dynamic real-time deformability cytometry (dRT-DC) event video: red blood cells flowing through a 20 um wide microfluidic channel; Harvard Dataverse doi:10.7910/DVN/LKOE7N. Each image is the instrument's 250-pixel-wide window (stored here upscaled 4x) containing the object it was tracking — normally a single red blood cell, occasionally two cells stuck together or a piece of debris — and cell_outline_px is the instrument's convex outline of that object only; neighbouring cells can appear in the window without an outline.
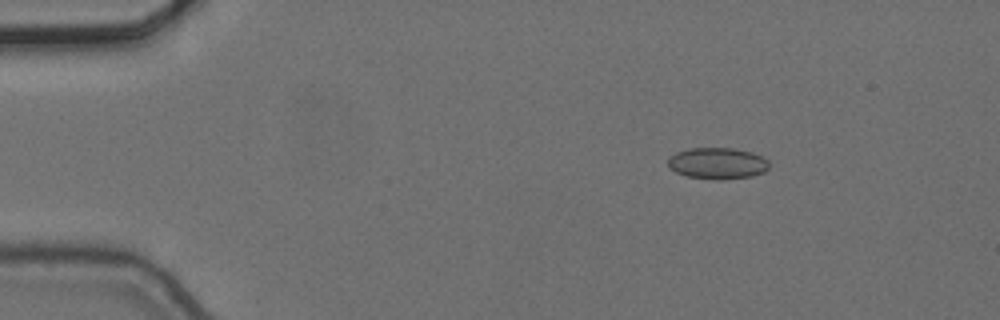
{"species": "common noctule bat (a hibernating species)", "species_latin": "Nyctalus noctula", "temperature_condition": "cold", "stored_images_in_passage": 6, "camera_frame_rate_fps": 3000, "um_per_image_px": 0.085, "animal": {"sex": "female", "body_mass_g": 24.6, "forearm_length_mm": 56.2}, "frame": {"image": 1, "passage_image": 2, "time_ms": 0.333, "image_size_px": [1000, 320], "cell_outline_px": [[768, 168], [764, 172], [752, 176], [720, 180], [716, 180], [688, 176], [676, 172], [668, 168], [668, 156], [676, 152], [688, 148], [736, 148], [752, 152], [768, 160]], "centroid_in_image_um": [60.96, 13.87], "position_along_channel_um": 24.0, "area_um2": 18.67}}
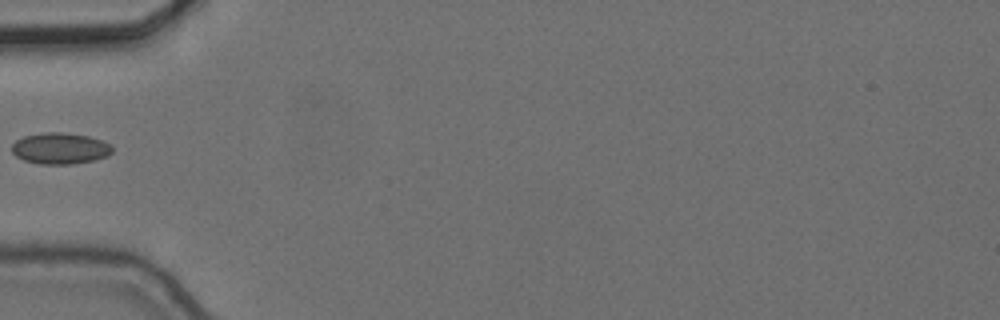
{"frame": {"image": 2, "passage_image": 5, "time_ms": 1.333, "image_size_px": [1000, 320], "cell_outline_px": [[112, 152], [108, 156], [92, 160], [72, 164], [40, 164], [24, 160], [16, 156], [12, 152], [12, 144], [16, 140], [24, 136], [44, 132], [64, 132], [88, 136], [100, 140], [108, 144], [112, 148]], "centroid_in_image_um": [5.08, 12.61], "position_along_channel_um": 79.9, "area_um2": 18.21}}
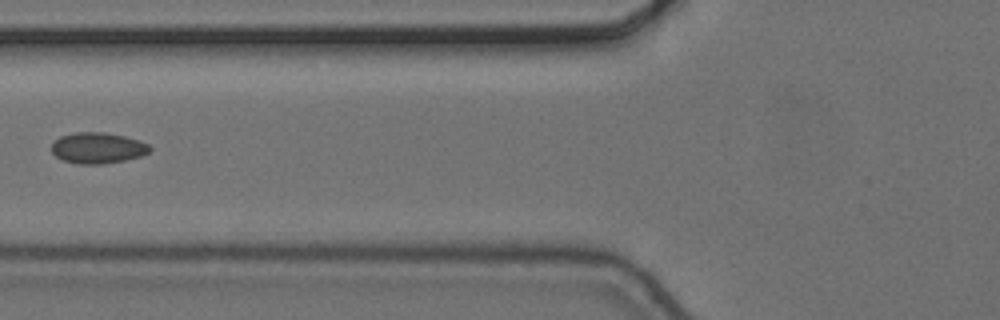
{"frame": {"image": 3, "passage_image": 6, "time_ms": 1.667, "image_size_px": [1000, 320], "cell_outline_px": [[152, 148], [148, 152], [140, 156], [124, 160], [104, 164], [76, 164], [64, 160], [56, 156], [52, 152], [52, 144], [60, 136], [76, 132], [104, 132], [124, 136], [140, 140], [148, 144]], "centroid_in_image_um": [8.31, 12.57], "position_along_channel_um": 117.5, "area_um2": 17.69}}